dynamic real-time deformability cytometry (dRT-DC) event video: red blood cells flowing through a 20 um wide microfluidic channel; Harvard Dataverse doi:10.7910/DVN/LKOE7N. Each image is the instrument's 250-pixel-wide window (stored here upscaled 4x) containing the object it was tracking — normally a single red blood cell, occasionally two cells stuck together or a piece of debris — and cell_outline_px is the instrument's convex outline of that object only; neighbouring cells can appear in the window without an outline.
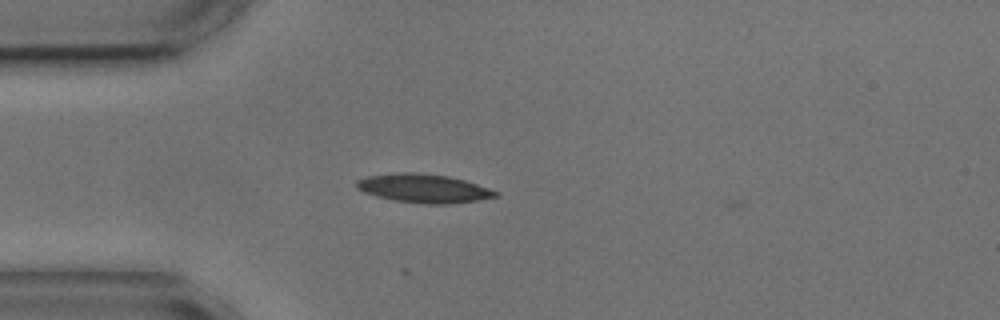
{"species": "common noctule bat (a hibernating species)", "species_latin": "Nyctalus noctula", "temperature_condition": "cold", "stored_images_in_passage": 4, "camera_frame_rate_fps": 3000, "um_per_image_px": 0.085, "animal": {"sex": "male", "body_mass_g": 17.9, "forearm_length_mm": 54.2}, "frame": {"image": 1, "passage_image": 3, "time_ms": 2.667, "image_size_px": [1000, 320], "cell_outline_px": [[496, 196], [476, 200], [444, 204], [424, 204], [392, 200], [376, 196], [364, 192], [356, 188], [356, 180], [368, 176], [396, 172], [416, 172], [448, 176], [464, 180], [488, 188], [496, 192]], "centroid_in_image_um": [35.92, 16.0], "position_along_channel_um": 49.1, "area_um2": 23.0}}